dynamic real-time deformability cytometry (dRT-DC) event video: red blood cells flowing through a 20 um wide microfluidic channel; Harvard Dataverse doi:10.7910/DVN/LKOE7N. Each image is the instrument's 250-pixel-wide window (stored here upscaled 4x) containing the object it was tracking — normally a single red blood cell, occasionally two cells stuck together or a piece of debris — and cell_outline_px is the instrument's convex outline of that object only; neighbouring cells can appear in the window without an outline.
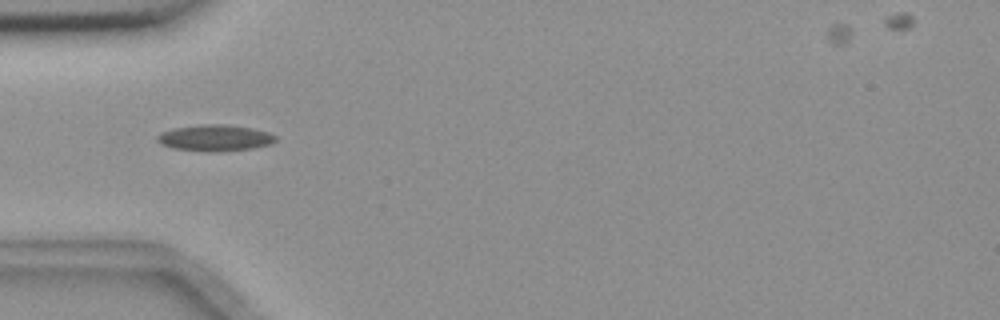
{"species": "common noctule bat (a hibernating species)", "species_latin": "Nyctalus noctula", "temperature_condition": "room temperature", "stored_images_in_passage": 42, "camera_frame_rate_fps": 3000, "um_per_image_px": 0.085, "animal": {"sex": "female", "body_mass_g": 18.4}, "frame": {"image": 1, "passage_image": 3, "time_ms": 0.667, "image_size_px": [1000, 320], "cell_outline_px": [[276, 140], [272, 144], [252, 148], [216, 152], [208, 152], [172, 148], [160, 144], [156, 140], [156, 136], [160, 132], [176, 128], [200, 124], [228, 124], [252, 128], [268, 132], [276, 136]], "centroid_in_image_um": [18.26, 11.72], "position_along_channel_um": 66.7, "area_um2": 18.32}}
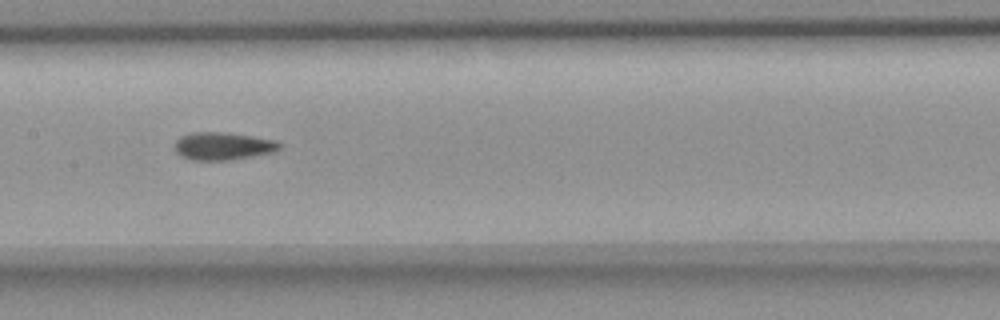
{"frame": {"image": 2, "passage_image": 13, "time_ms": 4.0, "image_size_px": [1000, 320], "cell_outline_px": [[284, 144], [276, 152], [232, 160], [192, 160], [180, 156], [176, 152], [176, 140], [180, 136], [192, 132], [224, 132], [252, 136], [276, 140]], "centroid_in_image_um": [19.0, 12.42], "position_along_channel_um": 188.4, "area_um2": 17.17}}
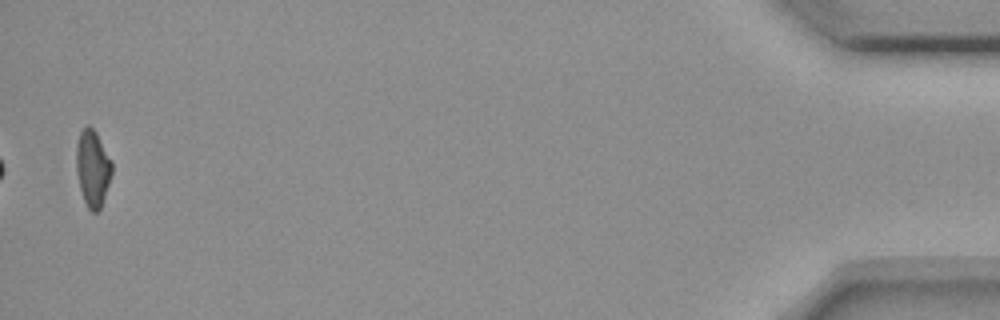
{"frame": {"image": 3, "passage_image": 40, "time_ms": 13.0, "image_size_px": [1000, 320], "cell_outline_px": [[112, 172], [100, 208], [96, 212], [92, 212], [88, 208], [84, 200], [80, 188], [76, 168], [76, 144], [80, 132], [88, 124], [96, 132], [112, 160]], "centroid_in_image_um": [7.87, 14.27], "position_along_channel_um": 427.3, "area_um2": 15.72}}